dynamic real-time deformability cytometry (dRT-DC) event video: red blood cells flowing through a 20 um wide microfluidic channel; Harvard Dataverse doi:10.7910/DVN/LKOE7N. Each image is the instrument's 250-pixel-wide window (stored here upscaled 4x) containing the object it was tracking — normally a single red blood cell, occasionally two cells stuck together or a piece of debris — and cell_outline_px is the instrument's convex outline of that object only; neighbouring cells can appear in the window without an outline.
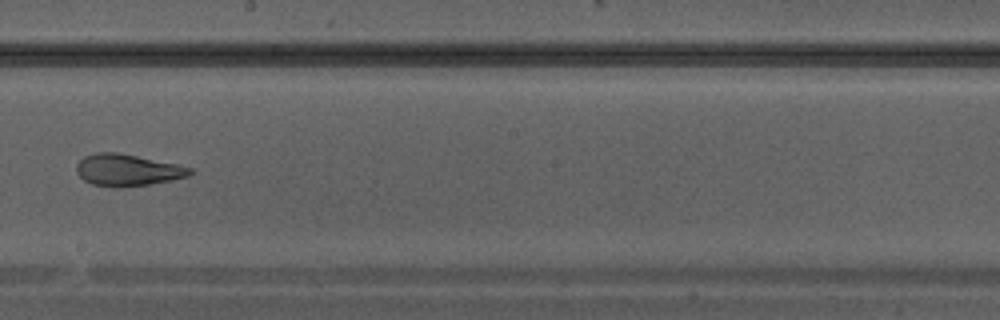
{"species": "Egyptian fruit bat (a non-hibernating species)", "species_latin": "Rousettus aegyptiacus", "temperature_condition": "warm", "stored_images_in_passage": 29, "camera_frame_rate_fps": 3000, "um_per_image_px": 0.085, "animal": {"sex": "male"}, "frame": {"image": 1, "passage_image": 21, "time_ms": 6.667, "image_size_px": [1000, 320], "cell_outline_px": [[196, 172], [188, 176], [148, 184], [120, 188], [116, 188], [92, 184], [84, 180], [76, 172], [76, 164], [84, 156], [96, 152], [116, 152], [176, 164], [192, 168]], "centroid_in_image_um": [10.81, 14.46], "position_along_channel_um": 237.4, "area_um2": 20.92}}